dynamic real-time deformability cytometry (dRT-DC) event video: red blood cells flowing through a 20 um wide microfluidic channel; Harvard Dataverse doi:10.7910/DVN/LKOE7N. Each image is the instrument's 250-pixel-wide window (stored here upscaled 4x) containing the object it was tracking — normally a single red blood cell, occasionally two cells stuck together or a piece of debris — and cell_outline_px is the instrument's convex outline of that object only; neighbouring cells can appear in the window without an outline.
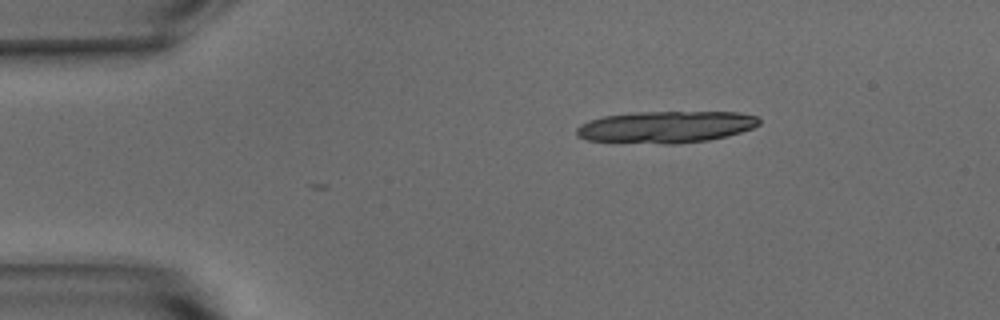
{"species": "common noctule bat (a hibernating species)", "species_latin": "Nyctalus noctula", "temperature_condition": "warm", "stored_images_in_passage": 10, "camera_frame_rate_fps": 3000, "um_per_image_px": 0.085, "animal": {"sex": "male", "body_mass_g": 15.6}, "frame": {"image": 1, "passage_image": 1, "time_ms": 0.0, "image_size_px": [1000, 320], "cell_outline_px": [[760, 124], [752, 128], [728, 136], [708, 140], [676, 144], [660, 144], [588, 140], [576, 136], [576, 128], [580, 124], [588, 120], [604, 116], [636, 112], [740, 112], [756, 116], [760, 120]], "centroid_in_image_um": [56.6, 10.79], "position_along_channel_um": 28.4, "area_um2": 33.99}}